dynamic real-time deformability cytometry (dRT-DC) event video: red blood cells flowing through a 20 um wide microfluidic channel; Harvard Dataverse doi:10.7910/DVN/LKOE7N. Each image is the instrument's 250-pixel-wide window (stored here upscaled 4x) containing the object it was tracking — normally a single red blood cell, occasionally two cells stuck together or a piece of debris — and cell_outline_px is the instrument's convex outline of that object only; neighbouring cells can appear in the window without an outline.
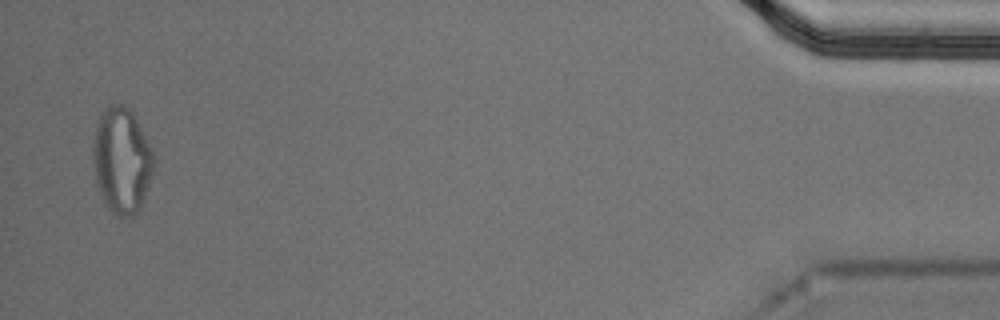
{"species": "Egyptian fruit bat (a non-hibernating species)", "species_latin": "Rousettus aegyptiacus", "temperature_condition": "cold", "stored_images_in_passage": 55, "segment_of_instrument_passage": [2, 2], "camera_frame_rate_fps": 3000, "um_per_image_px": 0.085, "animal": {"sex": "male"}, "frame": {"image": 1, "passage_image": 54, "time_ms": 17.667, "image_size_px": [1000, 320], "cell_outline_px": [[156, 164], [140, 208], [132, 216], [116, 216], [104, 204], [96, 184], [92, 164], [92, 144], [96, 124], [104, 108], [108, 104], [120, 104], [132, 108], [156, 160]], "centroid_in_image_um": [10.33, 13.61], "position_along_channel_um": 424.9, "area_um2": 38.09}}